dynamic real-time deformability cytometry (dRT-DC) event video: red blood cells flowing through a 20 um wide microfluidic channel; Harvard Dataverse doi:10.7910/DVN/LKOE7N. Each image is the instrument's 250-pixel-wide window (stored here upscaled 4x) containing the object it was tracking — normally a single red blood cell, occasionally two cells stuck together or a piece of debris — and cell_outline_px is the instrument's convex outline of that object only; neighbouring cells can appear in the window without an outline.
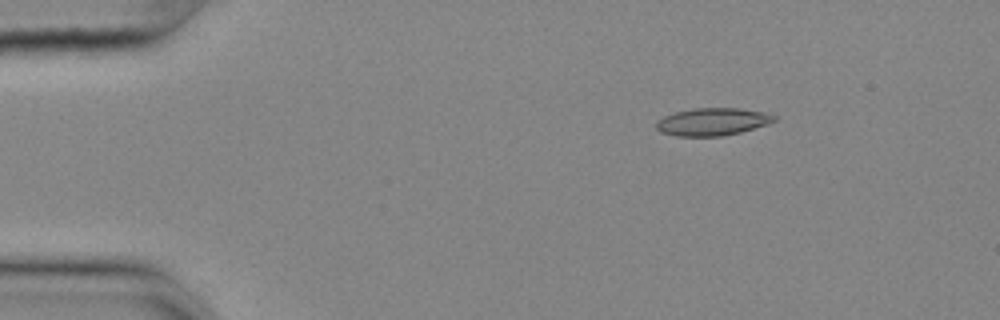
{"species": "common noctule bat (a hibernating species)", "species_latin": "Nyctalus noctula", "temperature_condition": "cold", "stored_images_in_passage": 52, "camera_frame_rate_fps": 3000, "um_per_image_px": 0.085, "animal": {"sex": "female", "body_mass_g": 25.1}, "frame": {"image": 1, "passage_image": 5, "time_ms": 1.333, "image_size_px": [1000, 320], "cell_outline_px": [[776, 120], [768, 124], [740, 132], [724, 136], [676, 136], [660, 132], [656, 128], [656, 120], [664, 116], [676, 112], [692, 108], [740, 108], [764, 112], [776, 116]], "centroid_in_image_um": [60.54, 10.35], "position_along_channel_um": 24.5, "area_um2": 19.02}}
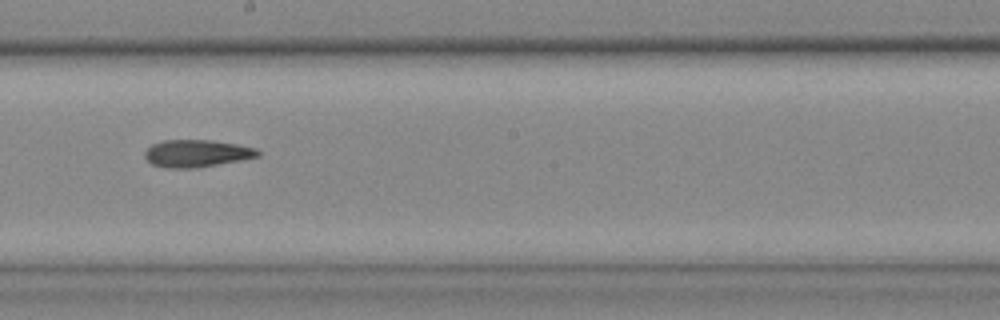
{"frame": {"image": 2, "passage_image": 28, "time_ms": 9.0, "image_size_px": [1000, 320], "cell_outline_px": [[260, 156], [240, 160], [196, 168], [164, 168], [152, 164], [144, 156], [144, 152], [152, 144], [164, 140], [212, 140], [236, 144], [256, 148], [260, 152]], "centroid_in_image_um": [16.71, 13.04], "position_along_channel_um": 231.5, "area_um2": 17.98}}
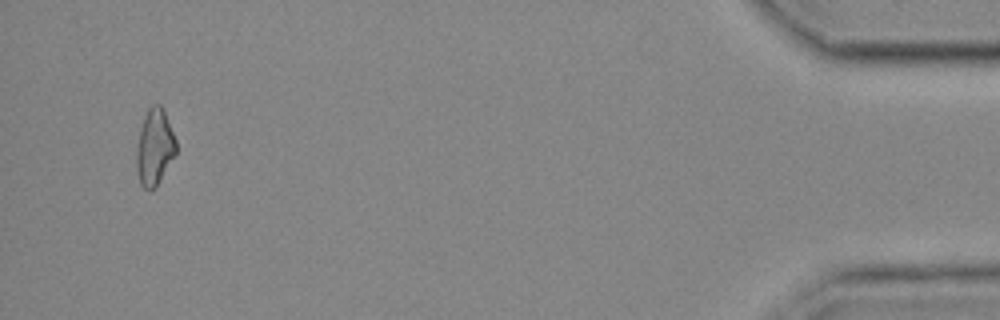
{"frame": {"image": 3, "passage_image": 50, "time_ms": 16.333, "image_size_px": [1000, 320], "cell_outline_px": [[176, 152], [156, 188], [148, 192], [140, 184], [136, 168], [136, 144], [140, 128], [144, 116], [148, 108], [152, 104], [160, 104], [164, 112], [176, 140]], "centroid_in_image_um": [13.11, 12.54], "position_along_channel_um": 422.1, "area_um2": 17.69}}